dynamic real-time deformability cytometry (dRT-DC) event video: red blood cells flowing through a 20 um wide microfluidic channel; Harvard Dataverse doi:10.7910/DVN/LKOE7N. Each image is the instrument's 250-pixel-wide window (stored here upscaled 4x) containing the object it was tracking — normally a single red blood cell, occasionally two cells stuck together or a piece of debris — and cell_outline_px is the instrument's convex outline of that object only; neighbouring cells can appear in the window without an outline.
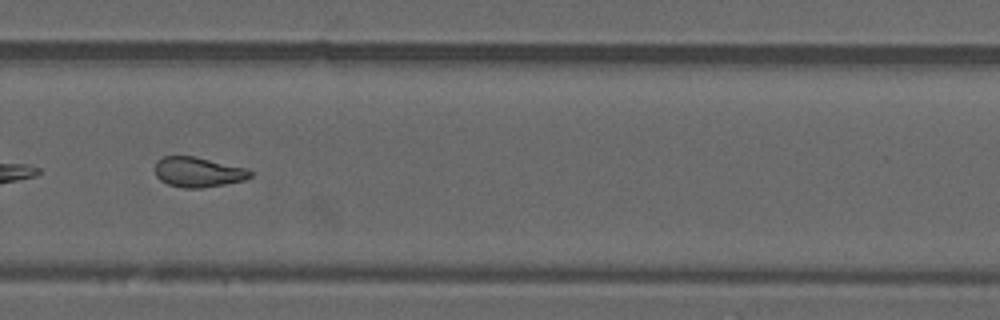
{"species": "common noctule bat (a hibernating species)", "species_latin": "Nyctalus noctula", "temperature_condition": "warm", "stored_images_in_passage": 41, "camera_frame_rate_fps": 3000, "um_per_image_px": 0.085, "animal": {"sex": "male", "forearm_length_mm": 52.5}, "frame": {"image": 1, "passage_image": 24, "time_ms": 7.667, "image_size_px": [1000, 320], "cell_outline_px": [[252, 176], [244, 180], [224, 184], [200, 188], [184, 188], [168, 184], [160, 180], [156, 176], [156, 160], [164, 156], [196, 156], [248, 168], [252, 172]], "centroid_in_image_um": [16.85, 14.61], "position_along_channel_um": 312.9, "area_um2": 16.76}, "authors_computed_cell_mechanics": {"area_um2": 17.1088, "velocity_mm_per_s": 3.8232, "shape_relaxation_time_tau1_ms": null, "shape_relaxation_time_tau2_ms": 2.522, "deformation_change_tau1": null, "deformation_change_tau2": 0.1034}}